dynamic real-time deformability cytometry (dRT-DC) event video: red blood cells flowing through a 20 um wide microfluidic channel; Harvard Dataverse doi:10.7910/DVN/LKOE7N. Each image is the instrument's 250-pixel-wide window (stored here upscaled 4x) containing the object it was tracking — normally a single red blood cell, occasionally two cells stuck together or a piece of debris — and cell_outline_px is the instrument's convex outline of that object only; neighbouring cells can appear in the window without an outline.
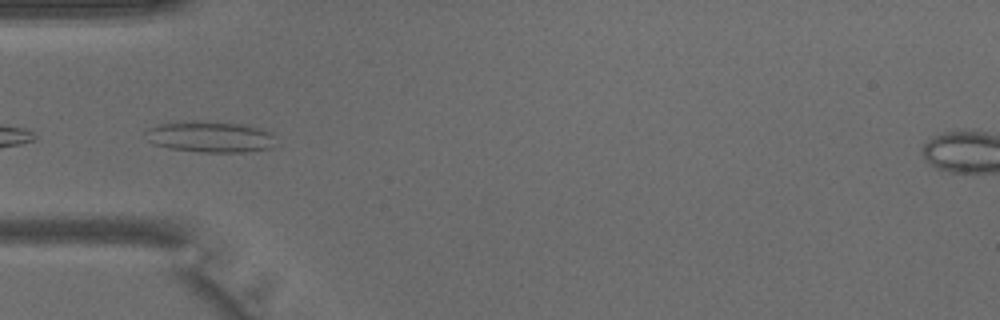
{"species": "common noctule bat (a hibernating species)", "species_latin": "Nyctalus noctula", "temperature_condition": "warm", "stored_images_in_passage": 16, "camera_frame_rate_fps": 3000, "um_per_image_px": 0.085, "animal": {"sex": "male", "body_mass_g": 15.6}, "frame": {"image": 1, "passage_image": 14, "time_ms": 4.333, "image_size_px": [1000, 320], "cell_outline_px": [[280, 144], [272, 148], [248, 152], [200, 152], [168, 148], [152, 144], [148, 140], [144, 132], [148, 128], [160, 124], [192, 120], [196, 120], [244, 124], [260, 128], [272, 132]], "centroid_in_image_um": [17.93, 11.63], "position_along_channel_um": 67.1, "area_um2": 24.28}}